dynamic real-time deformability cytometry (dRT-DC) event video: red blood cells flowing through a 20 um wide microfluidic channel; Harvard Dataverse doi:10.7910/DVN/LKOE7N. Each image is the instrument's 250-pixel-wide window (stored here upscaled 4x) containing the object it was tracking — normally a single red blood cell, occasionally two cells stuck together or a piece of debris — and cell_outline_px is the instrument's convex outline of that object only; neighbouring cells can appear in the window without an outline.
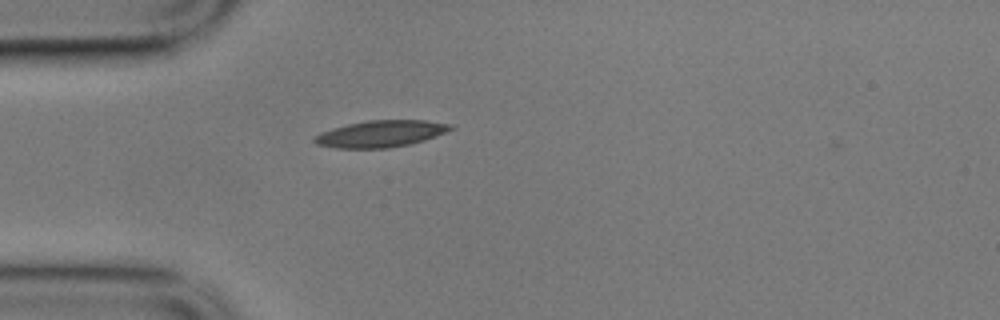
{"species": "common noctule bat (a hibernating species)", "species_latin": "Nyctalus noctula", "temperature_condition": "cold", "stored_images_in_passage": 38, "camera_frame_rate_fps": 3000, "um_per_image_px": 0.085, "animal": {"sex": "male", "body_mass_g": 17.9}, "frame": {"image": 1, "passage_image": 1, "time_ms": 0.0, "image_size_px": [1000, 320], "cell_outline_px": [[456, 128], [436, 136], [424, 140], [408, 144], [388, 148], [336, 148], [316, 144], [312, 140], [320, 132], [348, 124], [368, 120], [424, 120], [452, 124]], "centroid_in_image_um": [32.39, 11.36], "position_along_channel_um": 52.6, "area_um2": 21.1}}
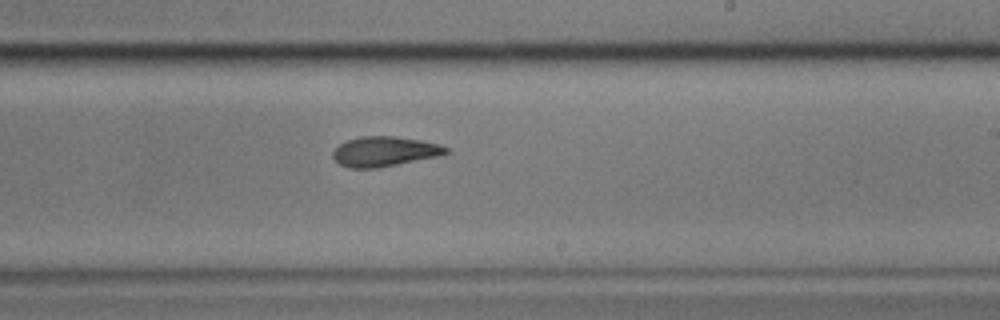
{"frame": {"image": 2, "passage_image": 19, "time_ms": 6.0, "image_size_px": [1000, 320], "cell_outline_px": [[448, 152], [440, 156], [376, 168], [348, 168], [340, 164], [332, 156], [332, 152], [340, 144], [348, 140], [360, 136], [392, 136], [420, 140], [440, 144], [448, 148]], "centroid_in_image_um": [32.68, 12.87], "position_along_channel_um": 256.3, "area_um2": 19.59}}
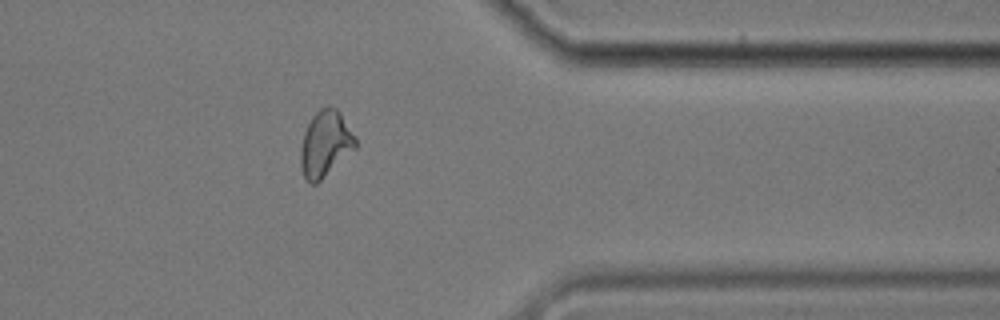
{"frame": {"image": 3, "passage_image": 31, "time_ms": 10.0, "image_size_px": [1000, 320], "cell_outline_px": [[356, 148], [316, 184], [308, 184], [304, 176], [300, 164], [300, 148], [304, 132], [312, 116], [320, 108], [328, 104], [332, 104], [340, 112], [356, 136]], "centroid_in_image_um": [27.65, 12.2], "position_along_channel_um": 383.8, "area_um2": 21.33}, "authors_computed_cell_mechanics": {"area_um2": 19.7098, "velocity_mm_per_s": 3.5156, "shape_relaxation_time_tau1_ms": 3.9563, "shape_relaxation_time_tau2_ms": 2.077, "deformation_change_tau1": 0.1383, "deformation_change_tau2": 0.0958}}